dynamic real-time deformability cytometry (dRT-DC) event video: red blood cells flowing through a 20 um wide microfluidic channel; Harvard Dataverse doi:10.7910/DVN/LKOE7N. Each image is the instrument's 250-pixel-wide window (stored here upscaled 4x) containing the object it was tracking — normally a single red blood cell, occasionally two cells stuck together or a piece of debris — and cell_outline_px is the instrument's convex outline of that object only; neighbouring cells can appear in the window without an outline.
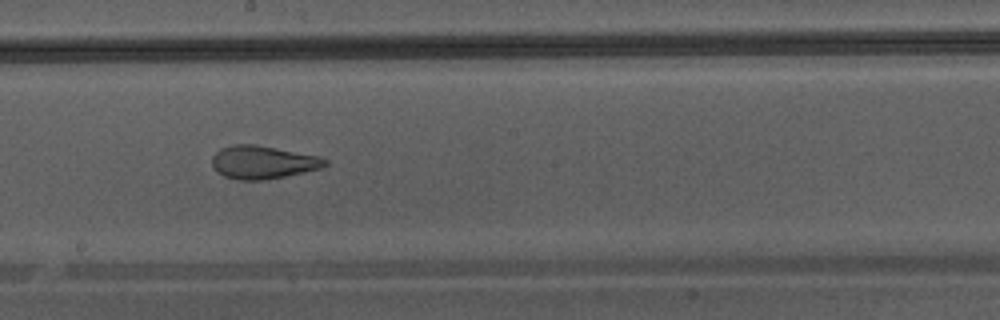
{"species": "Egyptian fruit bat (a non-hibernating species)", "species_latin": "Rousettus aegyptiacus", "temperature_condition": "warm", "stored_images_in_passage": 47, "camera_frame_rate_fps": 3000, "um_per_image_px": 0.085, "animal": {"sex": "male"}, "frame": {"image": 1, "passage_image": 27, "time_ms": 8.667, "image_size_px": [1000, 320], "cell_outline_px": [[328, 164], [320, 168], [284, 176], [264, 180], [240, 180], [224, 176], [216, 172], [212, 164], [212, 156], [220, 148], [232, 144], [256, 144], [320, 156], [328, 160]], "centroid_in_image_um": [22.32, 13.78], "position_along_channel_um": 225.9, "area_um2": 21.85}}